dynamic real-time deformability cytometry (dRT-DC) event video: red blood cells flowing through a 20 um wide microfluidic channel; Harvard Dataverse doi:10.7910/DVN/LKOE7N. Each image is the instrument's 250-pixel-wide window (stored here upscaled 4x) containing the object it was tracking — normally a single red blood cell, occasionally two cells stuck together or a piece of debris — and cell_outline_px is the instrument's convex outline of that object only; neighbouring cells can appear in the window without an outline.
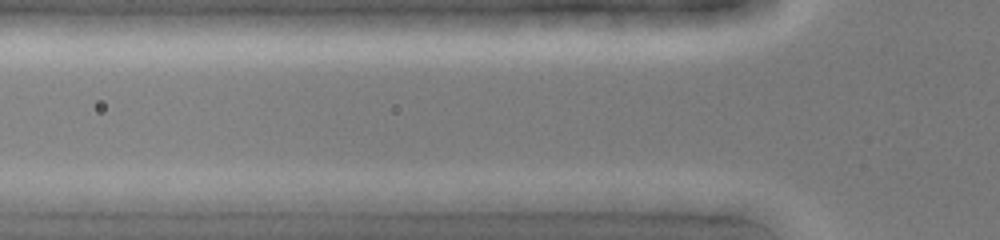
{"species": "common noctule bat (a hibernating species)", "species_latin": "Nyctalus noctula", "temperature_condition": "cold", "stored_images_in_passage": 2, "camera_frame_rate_fps": 3000, "um_per_image_px": 0.085, "animal": {"sex": "female", "body_mass_g": 19.0, "forearm_length_mm": 51.5}, "frame": {"image": 1, "passage_image": 2, "time_ms": 0.333, "image_size_px": [1000, 240], "cell_outline_px": [[640, 200], [604, 212], [556, 212], [548, 200], [556, 192], [620, 192]], "centroid_in_image_um": [50.08, 17.13], "position_along_channel_um": 75.7, "area_um2": 10.58}}